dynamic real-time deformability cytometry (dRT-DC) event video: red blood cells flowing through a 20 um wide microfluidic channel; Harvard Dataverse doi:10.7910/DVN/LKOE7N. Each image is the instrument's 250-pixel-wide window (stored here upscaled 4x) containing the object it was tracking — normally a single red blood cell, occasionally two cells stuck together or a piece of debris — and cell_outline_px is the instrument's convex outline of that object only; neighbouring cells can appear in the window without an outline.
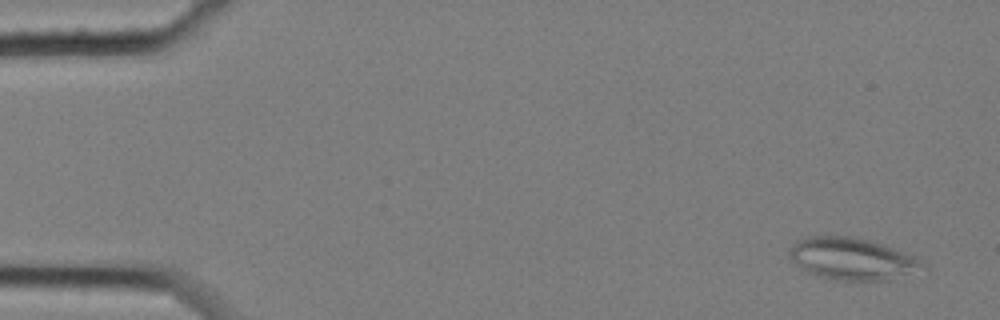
{"species": "common noctule bat (a hibernating species)", "species_latin": "Nyctalus noctula", "temperature_condition": "cold", "stored_images_in_passage": 4, "camera_frame_rate_fps": 3000, "um_per_image_px": 0.085, "animal": {"sex": "female", "body_mass_g": 25.1}, "frame": {"image": 1, "passage_image": 1, "time_ms": 0.0, "image_size_px": [1000, 320], "cell_outline_px": [[920, 264], [888, 280], [856, 284], [824, 280], [800, 268], [788, 256], [788, 248], [796, 240], [808, 236], [856, 236], [904, 252], [920, 260]], "centroid_in_image_um": [72.2, 22.03], "position_along_channel_um": 12.8, "area_um2": 32.71}}